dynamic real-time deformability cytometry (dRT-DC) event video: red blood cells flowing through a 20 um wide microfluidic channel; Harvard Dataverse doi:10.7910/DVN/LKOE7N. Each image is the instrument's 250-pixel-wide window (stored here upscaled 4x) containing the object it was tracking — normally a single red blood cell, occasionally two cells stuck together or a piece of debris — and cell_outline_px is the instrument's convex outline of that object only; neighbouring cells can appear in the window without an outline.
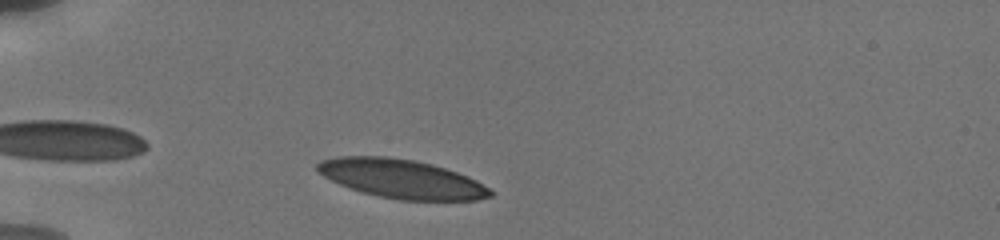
{"species": "human", "species_latin": "Homo sapiens", "temperature_condition": "cold", "stored_images_in_passage": 32, "camera_frame_rate_fps": 3000, "um_per_image_px": 0.085, "donor": {"sex": "male"}, "frame": {"image": 1, "passage_image": 4, "time_ms": 0.667, "image_size_px": [1000, 240], "cell_outline_px": [[492, 196], [476, 200], [400, 200], [380, 196], [364, 192], [340, 184], [324, 176], [316, 168], [316, 164], [320, 160], [336, 156], [384, 156], [412, 160], [432, 164], [468, 176], [476, 180], [488, 188], [492, 192]], "centroid_in_image_um": [34.13, 15.19], "position_along_channel_um": 50.9, "area_um2": 38.73}}
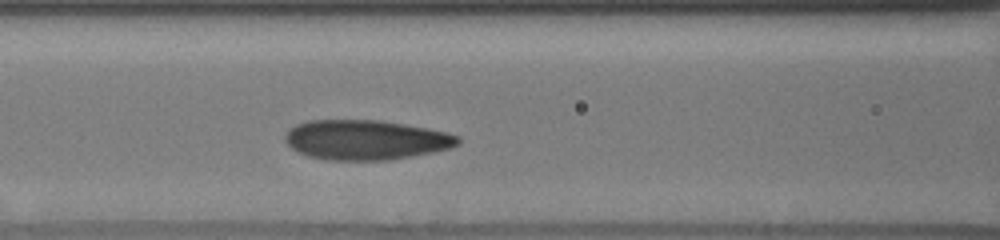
{"frame": {"image": 2, "passage_image": 14, "time_ms": 3.667, "image_size_px": [1000, 240], "cell_outline_px": [[460, 144], [452, 148], [412, 156], [388, 160], [328, 160], [308, 156], [292, 148], [284, 140], [284, 136], [296, 124], [308, 120], [376, 120], [404, 124], [428, 128], [448, 132], [460, 136]], "centroid_in_image_um": [31.13, 11.89], "position_along_channel_um": 135.5, "area_um2": 40.11}}
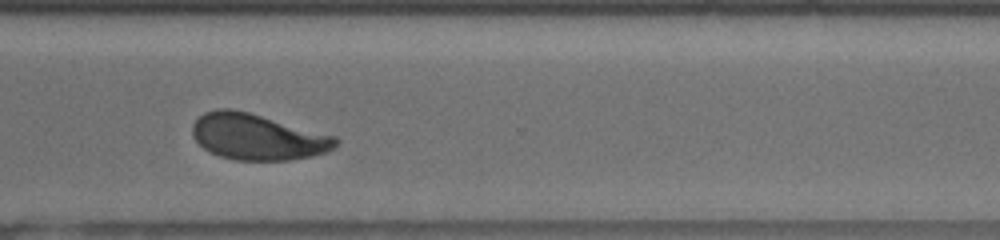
{"frame": {"image": 3, "passage_image": 29, "time_ms": 9.333, "image_size_px": [1000, 240], "cell_outline_px": [[340, 140], [328, 152], [312, 156], [288, 160], [236, 160], [220, 156], [204, 148], [192, 136], [192, 124], [204, 112], [216, 108], [232, 108], [248, 112], [336, 136]], "centroid_in_image_um": [21.88, 11.63], "position_along_channel_um": 348.7, "area_um2": 38.32}, "authors_computed_cell_mechanics": {"area_um2": 39.5641, "velocity_mm_per_s": 3.7642, "shape_relaxation_time_tau1_ms": 4.7584, "shape_relaxation_time_tau2_ms": 0.9339, "deformation_change_tau1": 0.1474, "deformation_change_tau2": 0.0728}}